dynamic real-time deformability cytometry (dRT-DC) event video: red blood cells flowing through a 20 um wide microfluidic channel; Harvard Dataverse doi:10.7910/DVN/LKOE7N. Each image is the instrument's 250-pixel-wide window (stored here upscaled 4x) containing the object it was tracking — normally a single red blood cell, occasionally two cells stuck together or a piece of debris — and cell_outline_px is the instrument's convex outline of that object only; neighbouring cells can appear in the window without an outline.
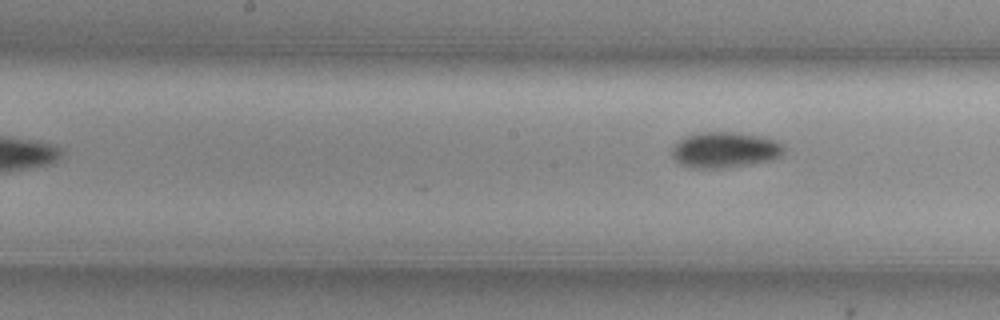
{"species": "common noctule bat (a hibernating species)", "species_latin": "Nyctalus noctula", "temperature_condition": "cold", "stored_images_in_passage": 7, "camera_frame_rate_fps": 3000, "um_per_image_px": 0.085, "animal": {"sex": "female", "body_mass_g": 29.2, "forearm_length_mm": 56.3}, "frame": {"image": 1, "passage_image": 7, "time_ms": 2.0, "image_size_px": [1000, 320], "cell_outline_px": [[784, 148], [780, 156], [764, 160], [720, 168], [692, 168], [680, 164], [672, 156], [672, 148], [684, 136], [700, 132], [732, 132], [760, 136], [772, 140], [780, 144]], "centroid_in_image_um": [61.51, 12.72], "position_along_channel_um": 186.7, "area_um2": 22.6}}